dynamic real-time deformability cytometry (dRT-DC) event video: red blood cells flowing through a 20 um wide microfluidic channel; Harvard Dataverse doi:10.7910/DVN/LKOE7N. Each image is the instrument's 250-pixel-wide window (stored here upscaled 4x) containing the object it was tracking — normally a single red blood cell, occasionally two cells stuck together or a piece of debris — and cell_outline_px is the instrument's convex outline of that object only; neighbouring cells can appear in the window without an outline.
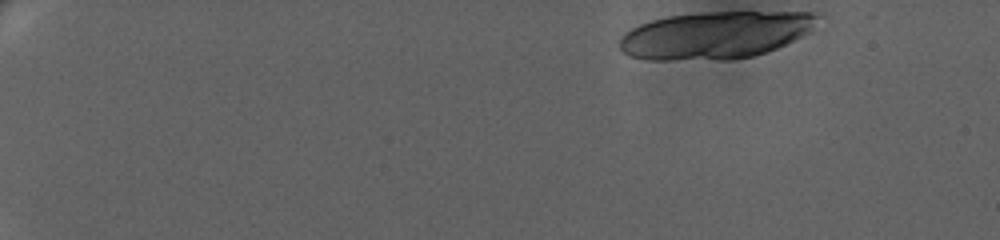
{"species": "human", "species_latin": "Homo sapiens", "temperature_condition": "warm", "stored_images_in_passage": 22, "camera_frame_rate_fps": 3000, "um_per_image_px": 0.085, "donor": {"sex": "female"}, "frame": {"image": 1, "passage_image": 1, "time_ms": 0.0, "image_size_px": [1000, 240], "cell_outline_px": [[820, 16], [812, 32], [768, 52], [752, 56], [732, 60], [648, 60], [628, 56], [620, 48], [620, 36], [624, 32], [640, 24], [652, 20], [668, 16], [700, 12], [820, 12]], "centroid_in_image_um": [60.83, 2.98], "position_along_channel_um": 24.2, "area_um2": 55.31}}